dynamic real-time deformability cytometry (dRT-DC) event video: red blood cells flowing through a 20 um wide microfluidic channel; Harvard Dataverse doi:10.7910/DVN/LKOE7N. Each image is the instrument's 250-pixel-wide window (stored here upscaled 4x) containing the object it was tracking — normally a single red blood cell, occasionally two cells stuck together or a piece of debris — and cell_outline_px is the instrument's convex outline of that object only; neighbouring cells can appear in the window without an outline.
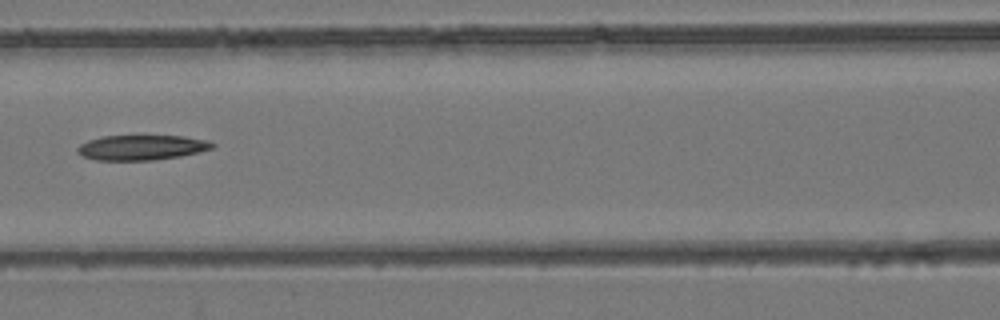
{"species": "common noctule bat (a hibernating species)", "species_latin": "Nyctalus noctula", "temperature_condition": "room temperature", "stored_images_in_passage": 9, "camera_frame_rate_fps": 3000, "um_per_image_px": 0.085, "animal": {"sex": "female", "body_mass_g": 24.6, "forearm_length_mm": 56.2}, "frame": {"image": 1, "passage_image": 7, "time_ms": 7.0, "image_size_px": [1000, 320], "cell_outline_px": [[216, 144], [212, 148], [180, 156], [152, 160], [96, 160], [80, 156], [76, 152], [76, 148], [80, 144], [88, 140], [100, 136], [184, 136], [208, 140]], "centroid_in_image_um": [11.98, 12.53], "position_along_channel_um": 154.6, "area_um2": 19.71}}
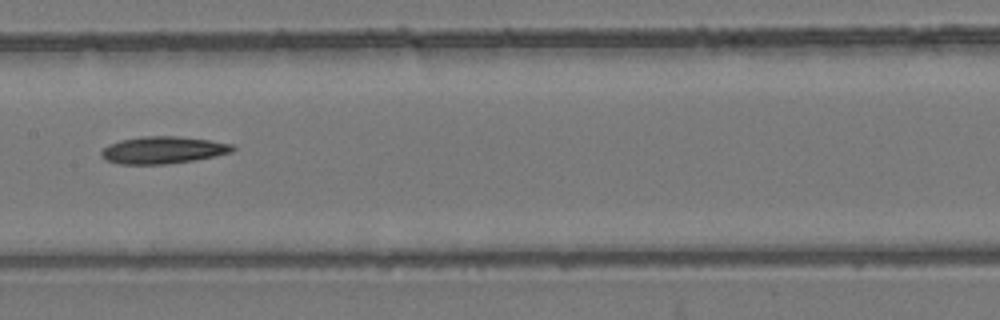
{"frame": {"image": 2, "passage_image": 8, "time_ms": 8.0, "image_size_px": [1000, 320], "cell_outline_px": [[236, 148], [232, 152], [192, 160], [164, 164], [120, 164], [108, 160], [100, 156], [100, 152], [108, 144], [120, 140], [140, 136], [176, 136], [208, 140], [232, 144]], "centroid_in_image_um": [13.81, 12.74], "position_along_channel_um": 193.6, "area_um2": 20.58}}
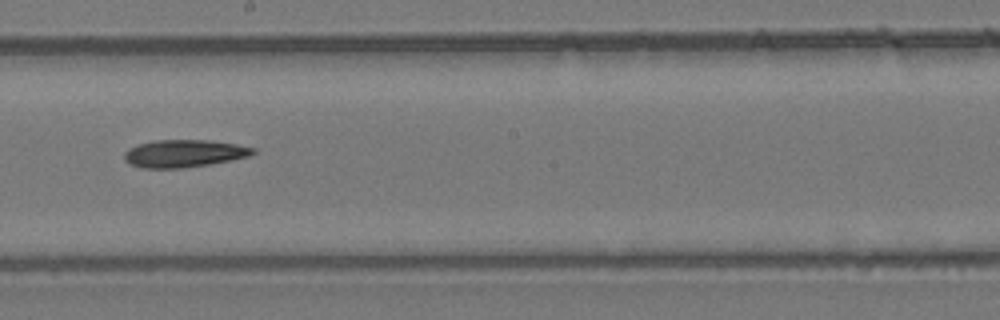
{"frame": {"image": 3, "passage_image": 9, "time_ms": 9.0, "image_size_px": [1000, 320], "cell_outline_px": [[256, 152], [248, 156], [208, 164], [180, 168], [140, 168], [128, 164], [124, 160], [124, 152], [128, 148], [136, 144], [156, 140], [208, 140], [236, 144], [256, 148]], "centroid_in_image_um": [15.57, 13.04], "position_along_channel_um": 232.6, "area_um2": 20.63}}